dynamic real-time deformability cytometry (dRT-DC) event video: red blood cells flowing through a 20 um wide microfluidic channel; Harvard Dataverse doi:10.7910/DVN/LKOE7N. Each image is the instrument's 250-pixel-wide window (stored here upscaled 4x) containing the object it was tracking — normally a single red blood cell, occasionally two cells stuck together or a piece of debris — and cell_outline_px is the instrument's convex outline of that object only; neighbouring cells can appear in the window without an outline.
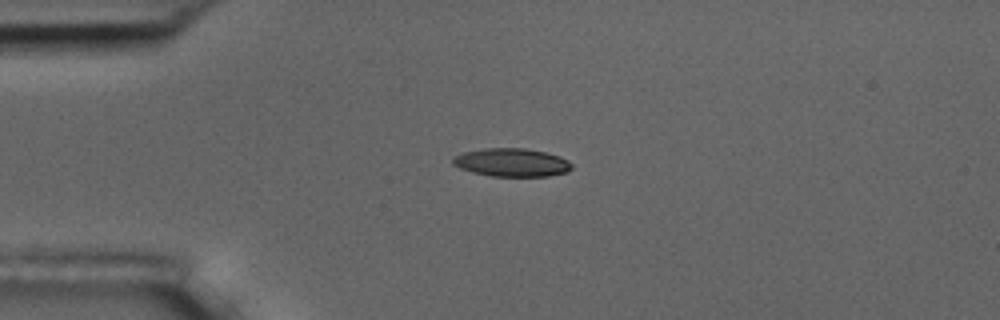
{"species": "common noctule bat (a hibernating species)", "species_latin": "Nyctalus noctula", "temperature_condition": "room temperature", "stored_images_in_passage": 2, "camera_frame_rate_fps": 3000, "um_per_image_px": 0.085, "animal": {"sex": "male", "body_mass_g": 17.5, "forearm_length_mm": 52.3}, "frame": {"image": 1, "passage_image": 1, "time_ms": 0.0, "image_size_px": [1000, 320], "cell_outline_px": [[572, 168], [568, 172], [548, 176], [492, 176], [472, 172], [460, 168], [452, 164], [452, 160], [456, 156], [464, 152], [484, 148], [524, 148], [544, 152], [560, 156], [568, 160], [572, 164]], "centroid_in_image_um": [43.52, 13.81], "position_along_channel_um": 41.5, "area_um2": 19.54}}